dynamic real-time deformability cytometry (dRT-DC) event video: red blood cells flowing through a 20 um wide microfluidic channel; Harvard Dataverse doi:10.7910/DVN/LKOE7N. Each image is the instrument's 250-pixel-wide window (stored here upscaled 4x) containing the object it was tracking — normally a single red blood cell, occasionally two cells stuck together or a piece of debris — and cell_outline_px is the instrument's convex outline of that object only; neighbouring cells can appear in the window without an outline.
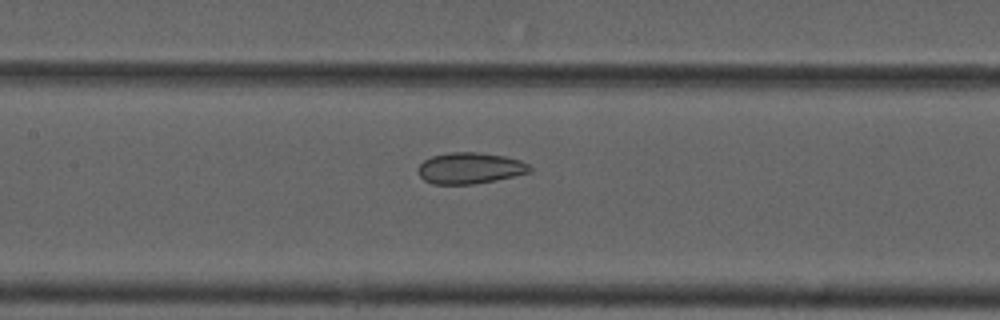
{"species": "common noctule bat (a hibernating species)", "species_latin": "Nyctalus noctula", "temperature_condition": "cold", "stored_images_in_passage": 7, "segment_of_instrument_passage": [2, 2], "camera_frame_rate_fps": 3000, "um_per_image_px": 0.085, "animal": {"sex": "male", "forearm_length_mm": 52.5}, "frame": {"image": 1, "passage_image": 7, "time_ms": 8.0, "image_size_px": [1000, 320], "cell_outline_px": [[532, 172], [496, 180], [472, 184], [432, 184], [424, 180], [420, 176], [420, 164], [424, 160], [432, 156], [452, 152], [476, 152], [504, 156], [520, 160], [528, 164], [532, 168]], "centroid_in_image_um": [39.98, 14.29], "position_along_channel_um": 167.4, "area_um2": 20.17}}